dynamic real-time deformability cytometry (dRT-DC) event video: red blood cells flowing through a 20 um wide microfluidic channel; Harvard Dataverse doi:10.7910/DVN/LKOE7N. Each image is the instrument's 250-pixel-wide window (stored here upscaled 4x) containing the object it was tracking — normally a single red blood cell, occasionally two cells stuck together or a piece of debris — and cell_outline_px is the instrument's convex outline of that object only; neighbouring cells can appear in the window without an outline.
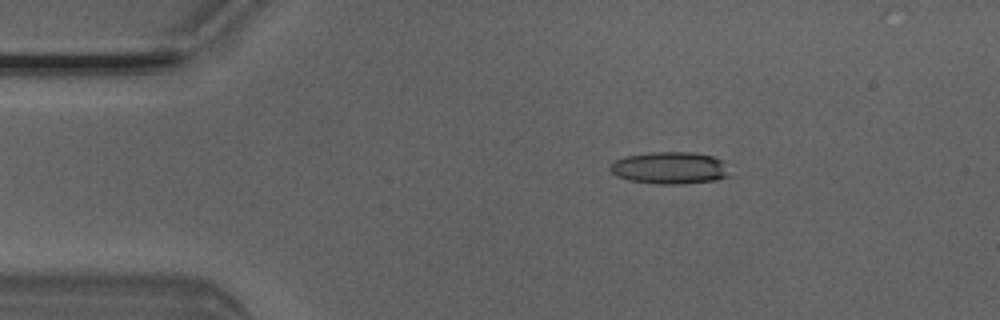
{"species": "Egyptian fruit bat (a non-hibernating species)", "species_latin": "Rousettus aegyptiacus", "temperature_condition": "room temperature", "stored_images_in_passage": 5, "camera_frame_rate_fps": 3000, "um_per_image_px": 0.085, "animal": {"sex": "male"}, "frame": {"image": 1, "passage_image": 3, "time_ms": 0.667, "image_size_px": [1000, 320], "cell_outline_px": [[732, 176], [716, 180], [684, 184], [656, 184], [628, 180], [616, 176], [608, 168], [616, 160], [624, 156], [648, 152], [692, 152], [712, 156], [720, 160]], "centroid_in_image_um": [56.91, 14.28], "position_along_channel_um": 28.1, "area_um2": 22.48}}